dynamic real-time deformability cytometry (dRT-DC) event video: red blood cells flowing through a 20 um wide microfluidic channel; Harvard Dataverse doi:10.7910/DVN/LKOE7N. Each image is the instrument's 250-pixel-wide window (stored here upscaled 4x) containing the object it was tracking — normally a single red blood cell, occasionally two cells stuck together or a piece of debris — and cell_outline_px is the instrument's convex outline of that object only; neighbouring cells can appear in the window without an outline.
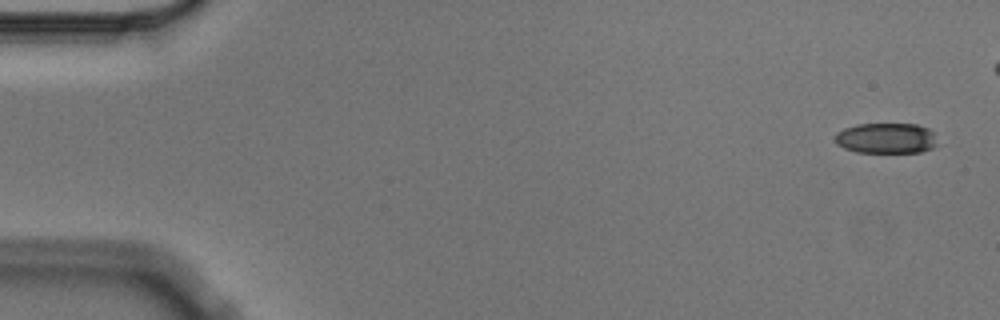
{"species": "Egyptian fruit bat (a non-hibernating species)", "species_latin": "Rousettus aegyptiacus", "temperature_condition": "cold", "stored_images_in_passage": 5, "camera_frame_rate_fps": 3000, "um_per_image_px": 0.085, "animal": {"sex": "male"}, "frame": {"image": 1, "passage_image": 1, "time_ms": 0.0, "image_size_px": [1000, 320], "cell_outline_px": [[936, 144], [932, 148], [920, 152], [856, 152], [844, 148], [836, 144], [836, 132], [844, 128], [856, 124], [916, 124], [928, 128], [932, 132]], "centroid_in_image_um": [75.29, 11.74], "position_along_channel_um": 9.7, "area_um2": 18.09}}
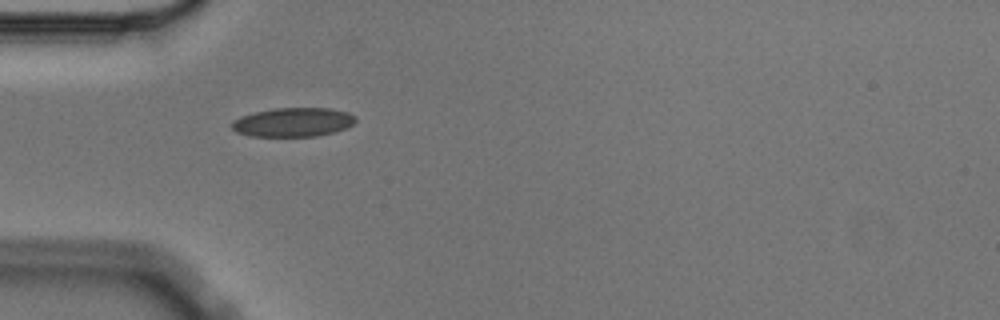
{"frame": {"image": 2, "passage_image": 5, "time_ms": 1.333, "image_size_px": [1000, 320], "cell_outline_px": [[356, 120], [352, 124], [344, 128], [332, 132], [316, 136], [248, 136], [236, 132], [232, 128], [232, 120], [240, 116], [272, 108], [332, 108], [348, 112], [356, 116]], "centroid_in_image_um": [24.89, 10.38], "position_along_channel_um": 60.1, "area_um2": 20.92}}